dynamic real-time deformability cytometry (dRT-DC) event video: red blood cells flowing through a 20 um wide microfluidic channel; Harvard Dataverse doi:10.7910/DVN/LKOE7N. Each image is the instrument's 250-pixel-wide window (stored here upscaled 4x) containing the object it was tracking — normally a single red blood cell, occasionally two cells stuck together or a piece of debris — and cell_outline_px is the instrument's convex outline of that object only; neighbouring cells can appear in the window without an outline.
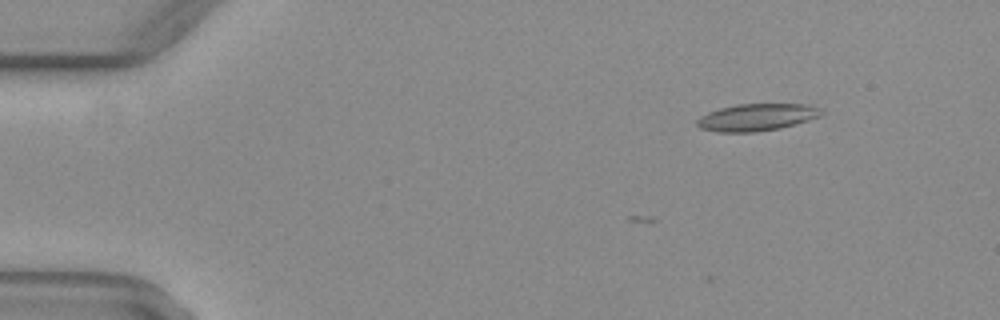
{"species": "common noctule bat (a hibernating species)", "species_latin": "Nyctalus noctula", "temperature_condition": "warm", "stored_images_in_passage": 2, "camera_frame_rate_fps": 3000, "um_per_image_px": 0.085, "animal": {"sex": "female", "body_mass_g": 29.2, "forearm_length_mm": 56.3}, "frame": {"image": 1, "passage_image": 2, "time_ms": 0.333, "image_size_px": [1000, 320], "cell_outline_px": [[824, 112], [820, 116], [808, 120], [780, 128], [752, 132], [720, 132], [700, 128], [696, 124], [696, 120], [700, 116], [708, 112], [720, 108], [736, 104], [804, 104], [820, 108]], "centroid_in_image_um": [64.3, 9.96], "position_along_channel_um": 20.7, "area_um2": 19.54}}